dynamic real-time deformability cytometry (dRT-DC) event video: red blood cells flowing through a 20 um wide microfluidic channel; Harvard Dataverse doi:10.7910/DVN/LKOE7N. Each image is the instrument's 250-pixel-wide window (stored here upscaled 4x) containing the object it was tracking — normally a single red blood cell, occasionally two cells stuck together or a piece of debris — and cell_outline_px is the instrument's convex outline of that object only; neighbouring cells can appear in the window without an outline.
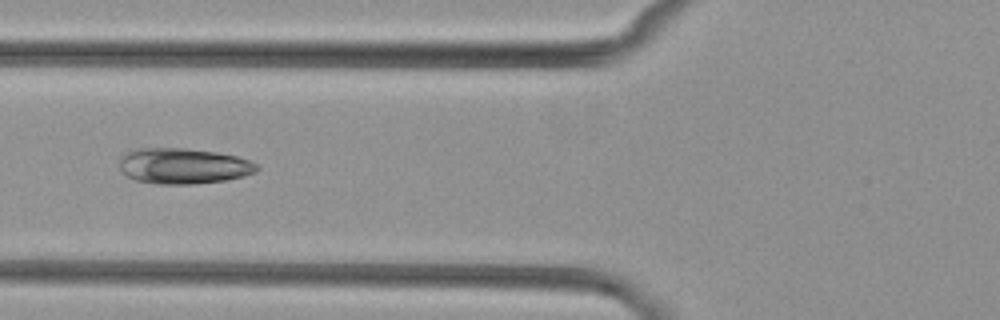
{"species": "common noctule bat (a hibernating species)", "species_latin": "Nyctalus noctula", "temperature_condition": "cold", "stored_images_in_passage": 2, "camera_frame_rate_fps": 3000, "um_per_image_px": 0.085, "animal": {"sex": "female", "body_mass_g": 29.2, "forearm_length_mm": 56.3}, "frame": {"image": 1, "passage_image": 2, "time_ms": 1.0, "image_size_px": [1000, 320], "cell_outline_px": [[260, 168], [256, 172], [244, 176], [228, 180], [192, 184], [156, 184], [136, 180], [128, 176], [120, 168], [120, 156], [124, 152], [136, 148], [184, 148], [216, 152], [236, 156], [248, 160], [256, 164]], "centroid_in_image_um": [15.58, 14.1], "position_along_channel_um": 110.2, "area_um2": 28.73}}